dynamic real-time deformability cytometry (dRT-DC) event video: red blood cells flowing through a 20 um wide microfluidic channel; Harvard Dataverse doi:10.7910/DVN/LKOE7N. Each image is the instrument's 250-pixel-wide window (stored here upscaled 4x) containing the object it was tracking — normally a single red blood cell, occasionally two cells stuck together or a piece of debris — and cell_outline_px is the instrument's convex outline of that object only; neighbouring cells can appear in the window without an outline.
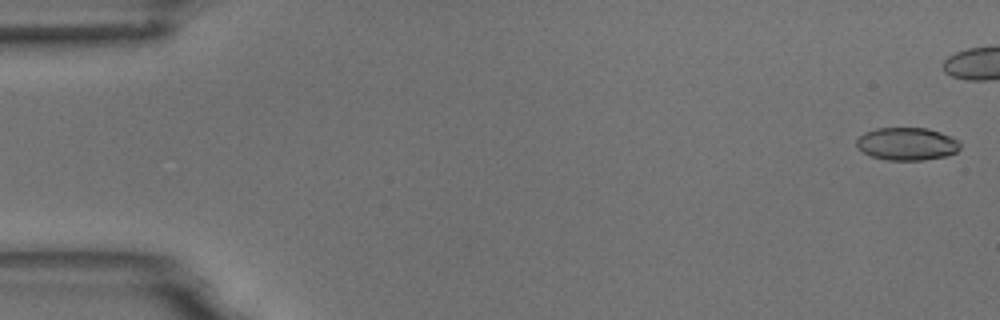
{"species": "common noctule bat (a hibernating species)", "species_latin": "Nyctalus noctula", "temperature_condition": "room temperature", "stored_images_in_passage": 44, "camera_frame_rate_fps": 3000, "um_per_image_px": 0.085, "animal": {"sex": "male", "body_mass_g": 18.8}, "frame": {"image": 1, "passage_image": 2, "time_ms": 0.333, "image_size_px": [1000, 320], "cell_outline_px": [[960, 148], [956, 152], [944, 156], [924, 160], [888, 160], [872, 156], [864, 152], [856, 144], [856, 140], [864, 132], [876, 128], [928, 128], [940, 132], [956, 140], [960, 144]], "centroid_in_image_um": [77.07, 12.22], "position_along_channel_um": 7.9, "area_um2": 19.54}}
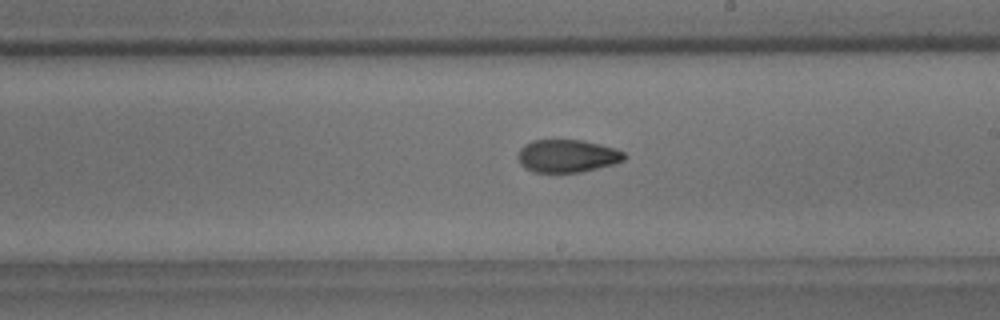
{"frame": {"image": 2, "passage_image": 32, "time_ms": 10.333, "image_size_px": [1000, 320], "cell_outline_px": [[628, 156], [624, 160], [616, 164], [580, 172], [532, 172], [524, 168], [520, 164], [516, 156], [520, 148], [524, 144], [532, 140], [580, 140], [600, 144], [616, 148], [624, 152]], "centroid_in_image_um": [48.21, 13.26], "position_along_channel_um": 240.8, "area_um2": 20.63}}
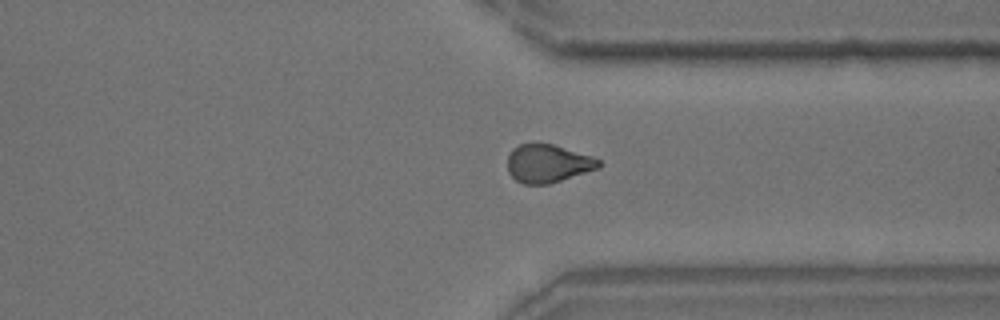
{"frame": {"image": 3, "passage_image": 42, "time_ms": 13.667, "image_size_px": [1000, 320], "cell_outline_px": [[604, 164], [600, 168], [548, 184], [524, 184], [516, 180], [508, 172], [508, 156], [512, 148], [520, 144], [552, 144], [592, 156], [600, 160]], "centroid_in_image_um": [46.59, 13.9], "position_along_channel_um": 364.8, "area_um2": 20.23}}